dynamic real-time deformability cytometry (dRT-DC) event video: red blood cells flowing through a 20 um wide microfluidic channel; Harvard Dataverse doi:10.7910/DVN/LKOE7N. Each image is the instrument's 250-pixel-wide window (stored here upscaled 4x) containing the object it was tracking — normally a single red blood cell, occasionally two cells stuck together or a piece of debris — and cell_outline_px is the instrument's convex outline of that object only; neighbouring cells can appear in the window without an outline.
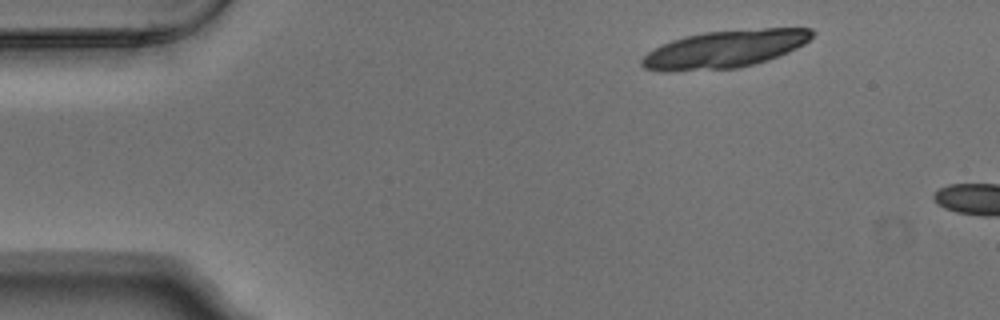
{"species": "Egyptian fruit bat (a non-hibernating species)", "species_latin": "Rousettus aegyptiacus", "temperature_condition": "warm", "stored_images_in_passage": 5, "camera_frame_rate_fps": 3000, "um_per_image_px": 0.085, "animal": {"sex": "male"}, "frame": {"image": 1, "passage_image": 1, "time_ms": 0.0, "image_size_px": [1000, 320], "cell_outline_px": [[816, 32], [804, 44], [788, 52], [768, 60], [736, 68], [668, 72], [664, 72], [644, 68], [640, 64], [640, 60], [648, 52], [672, 40], [684, 36], [704, 32], [764, 28], [812, 28]], "centroid_in_image_um": [61.6, 4.17], "position_along_channel_um": 23.4, "area_um2": 37.22}}
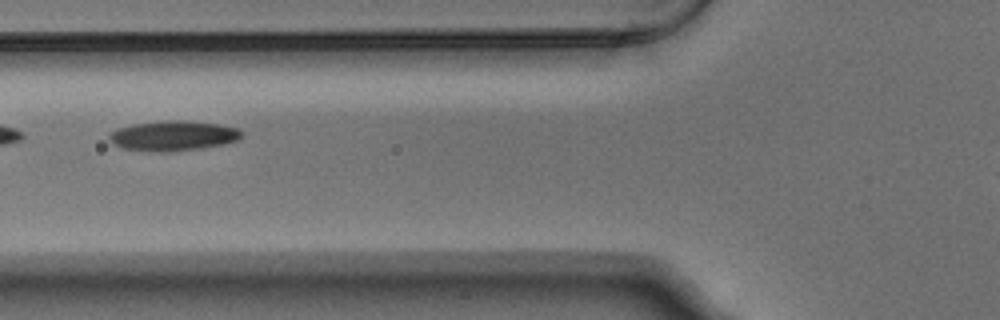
{"frame": {"image": 2, "passage_image": 5, "time_ms": 1.333, "image_size_px": [1000, 320], "cell_outline_px": [[244, 136], [240, 140], [224, 144], [200, 148], [172, 152], [152, 152], [120, 148], [112, 144], [108, 136], [116, 128], [132, 124], [168, 120], [184, 120], [220, 124], [240, 128], [244, 132]], "centroid_in_image_um": [14.75, 11.54], "position_along_channel_um": 111.0, "area_um2": 23.7}}